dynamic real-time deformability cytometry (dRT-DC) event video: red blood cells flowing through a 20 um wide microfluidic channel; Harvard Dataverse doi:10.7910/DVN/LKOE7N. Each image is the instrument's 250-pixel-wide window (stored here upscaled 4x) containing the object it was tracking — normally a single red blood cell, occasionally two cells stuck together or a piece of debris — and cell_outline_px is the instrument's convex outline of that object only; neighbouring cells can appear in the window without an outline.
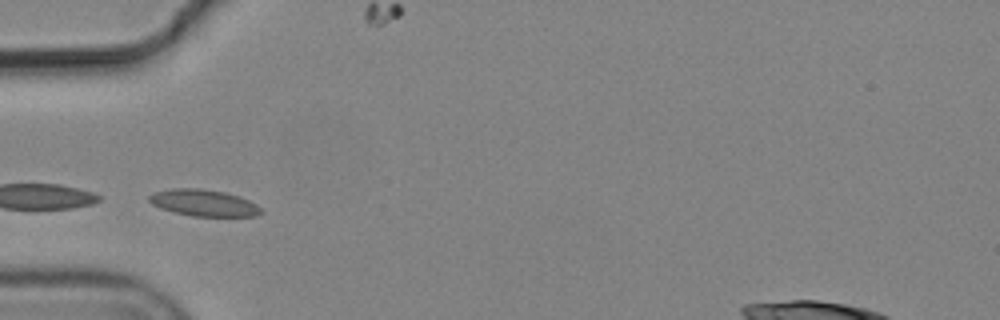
{"species": "common noctule bat (a hibernating species)", "species_latin": "Nyctalus noctula", "temperature_condition": "cold", "stored_images_in_passage": 3, "camera_frame_rate_fps": 3000, "um_per_image_px": 0.085, "animal": {"sex": "male", "body_mass_g": 19.2, "forearm_length_mm": 51.8}, "frame": {"image": 1, "passage_image": 3, "time_ms": 0.667, "image_size_px": [1000, 320], "cell_outline_px": [[264, 212], [256, 216], [192, 216], [160, 208], [152, 204], [148, 200], [148, 196], [152, 192], [172, 188], [200, 188], [224, 192], [240, 196], [256, 204]], "centroid_in_image_um": [17.3, 17.23], "position_along_channel_um": 67.7, "area_um2": 17.4}}